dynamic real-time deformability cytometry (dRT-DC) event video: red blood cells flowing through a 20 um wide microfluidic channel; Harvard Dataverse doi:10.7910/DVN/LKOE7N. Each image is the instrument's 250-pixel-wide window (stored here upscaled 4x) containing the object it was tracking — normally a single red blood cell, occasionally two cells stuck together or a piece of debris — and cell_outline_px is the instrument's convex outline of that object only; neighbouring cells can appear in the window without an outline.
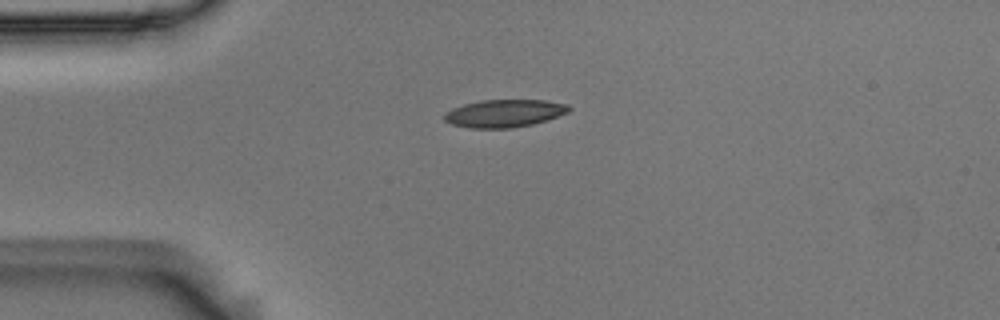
{"species": "Egyptian fruit bat (a non-hibernating species)", "species_latin": "Rousettus aegyptiacus", "temperature_condition": "room temperature", "stored_images_in_passage": 2, "camera_frame_rate_fps": 3000, "um_per_image_px": 0.085, "animal": {"sex": "male"}, "frame": {"image": 1, "passage_image": 1, "time_ms": 0.0, "image_size_px": [1000, 320], "cell_outline_px": [[572, 108], [568, 112], [548, 120], [532, 124], [512, 128], [468, 128], [452, 124], [444, 120], [444, 112], [452, 108], [464, 104], [480, 100], [544, 100], [568, 104]], "centroid_in_image_um": [42.87, 9.63], "position_along_channel_um": 42.1, "area_um2": 20.23}}